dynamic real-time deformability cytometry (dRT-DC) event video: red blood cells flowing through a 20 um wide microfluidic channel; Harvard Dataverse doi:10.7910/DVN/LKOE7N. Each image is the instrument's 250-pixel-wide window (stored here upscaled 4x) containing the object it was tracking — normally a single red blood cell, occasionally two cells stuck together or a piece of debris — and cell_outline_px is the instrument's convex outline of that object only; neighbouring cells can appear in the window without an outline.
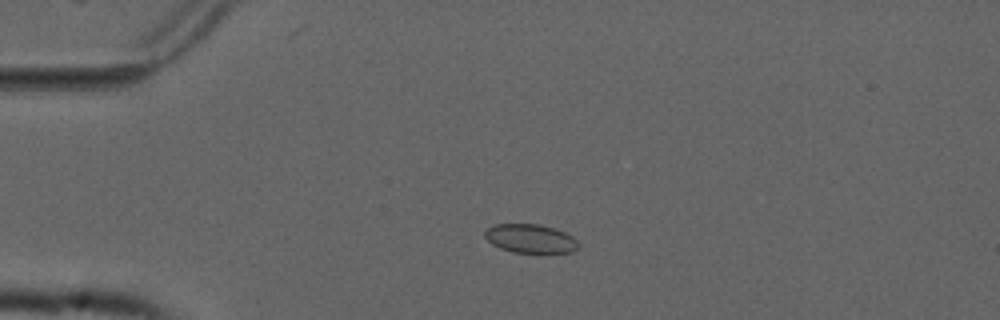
{"species": "common noctule bat (a hibernating species)", "species_latin": "Nyctalus noctula", "temperature_condition": "cold", "stored_images_in_passage": 4, "camera_frame_rate_fps": 3000, "um_per_image_px": 0.085, "animal": {"sex": "male", "forearm_length_mm": 52.5}, "frame": {"image": 1, "passage_image": 3, "time_ms": 0.667, "image_size_px": [1000, 320], "cell_outline_px": [[580, 244], [572, 252], [512, 252], [500, 248], [492, 244], [484, 236], [484, 232], [488, 228], [496, 224], [540, 224], [564, 232], [572, 236]], "centroid_in_image_um": [45.07, 20.27], "position_along_channel_um": 39.9, "area_um2": 15.49}}